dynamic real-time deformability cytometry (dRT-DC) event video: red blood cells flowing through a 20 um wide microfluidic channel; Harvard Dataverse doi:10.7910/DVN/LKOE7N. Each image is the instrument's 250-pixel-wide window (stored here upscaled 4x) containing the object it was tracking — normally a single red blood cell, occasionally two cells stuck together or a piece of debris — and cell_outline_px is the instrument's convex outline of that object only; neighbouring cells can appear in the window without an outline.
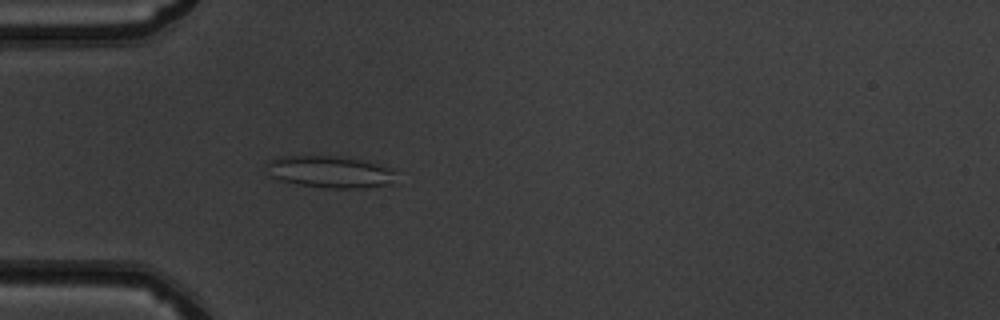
{"species": "common noctule bat (a hibernating species)", "species_latin": "Nyctalus noctula", "temperature_condition": "warm", "stored_images_in_passage": 50, "camera_frame_rate_fps": 3000, "um_per_image_px": 0.085, "animal": {"sex": "male", "body_mass_g": 19.5, "forearm_length_mm": 54.6}, "frame": {"image": 1, "passage_image": 15, "time_ms": 4.667, "image_size_px": [1000, 320], "cell_outline_px": [[396, 184], [364, 188], [328, 188], [296, 184], [280, 180], [268, 176], [268, 160], [280, 156], [336, 156], [384, 164], [392, 172]], "centroid_in_image_um": [28.05, 14.62], "position_along_channel_um": 57.0, "area_um2": 24.22}}
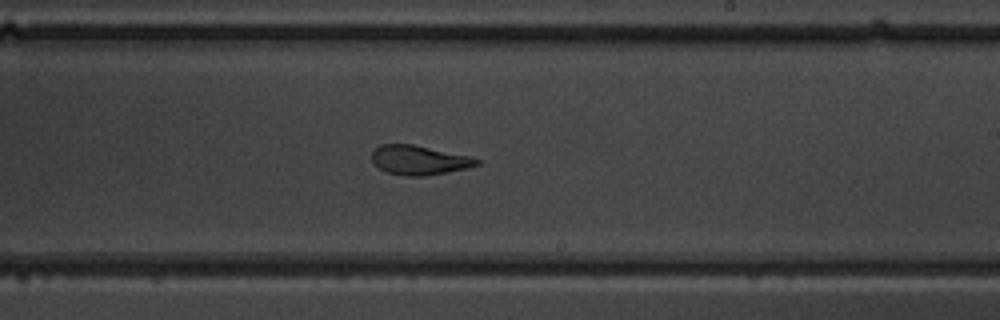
{"frame": {"image": 2, "passage_image": 30, "time_ms": 9.667, "image_size_px": [1000, 320], "cell_outline_px": [[480, 164], [468, 168], [424, 176], [404, 176], [388, 172], [380, 168], [372, 160], [372, 152], [380, 144], [412, 144], [472, 156], [480, 160]], "centroid_in_image_um": [35.66, 13.6], "position_along_channel_um": 253.3, "area_um2": 17.92}}
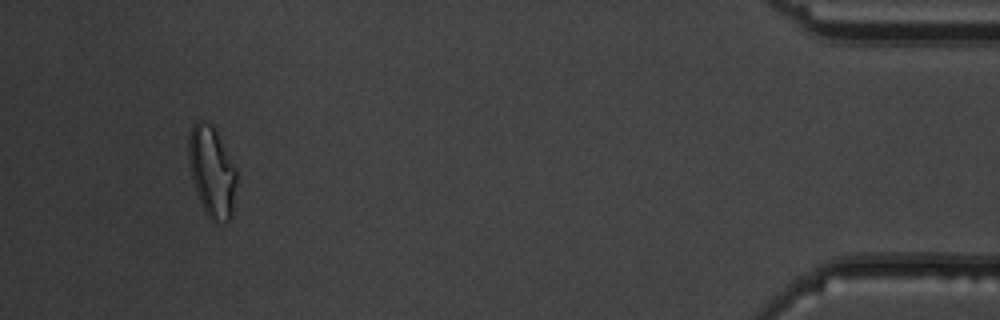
{"frame": {"image": 3, "passage_image": 47, "time_ms": 15.333, "image_size_px": [1000, 320], "cell_outline_px": [[236, 184], [232, 216], [228, 220], [216, 224], [208, 216], [200, 200], [192, 180], [188, 156], [188, 136], [196, 120], [204, 120], [212, 124], [216, 128], [236, 168]], "centroid_in_image_um": [18.02, 14.55], "position_along_channel_um": 417.2, "area_um2": 25.49}, "authors_computed_cell_mechanics": {"area_um2": 21.0392, "velocity_mm_per_s": 4.0553, "shape_relaxation_time_tau1_ms": null, "shape_relaxation_time_tau2_ms": 1.4616, "deformation_change_tau1": null, "deformation_change_tau2": 0.107}}